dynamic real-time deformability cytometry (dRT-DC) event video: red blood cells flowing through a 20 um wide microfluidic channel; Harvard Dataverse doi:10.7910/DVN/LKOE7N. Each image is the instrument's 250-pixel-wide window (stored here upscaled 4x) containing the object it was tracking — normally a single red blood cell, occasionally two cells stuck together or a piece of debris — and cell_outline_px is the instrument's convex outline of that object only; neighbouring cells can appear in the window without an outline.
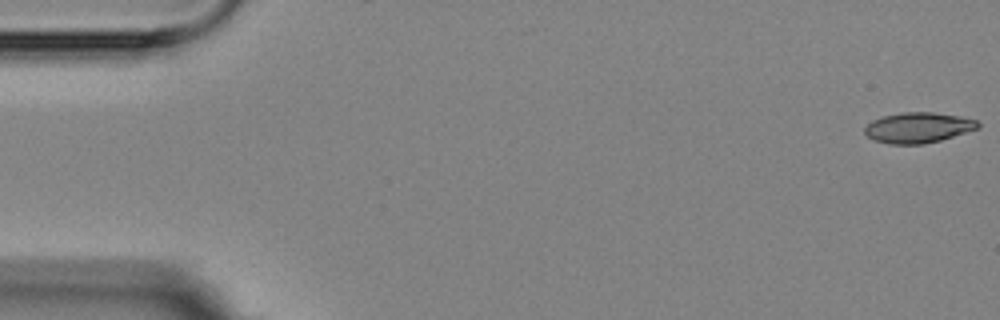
{"species": "Egyptian fruit bat (a non-hibernating species)", "species_latin": "Rousettus aegyptiacus", "temperature_condition": "room temperature", "stored_images_in_passage": 6, "camera_frame_rate_fps": 3000, "um_per_image_px": 0.085, "animal": {"sex": "female"}, "frame": {"image": 1, "passage_image": 1, "time_ms": 0.0, "image_size_px": [1000, 320], "cell_outline_px": [[980, 128], [940, 140], [924, 144], [888, 144], [872, 140], [864, 132], [864, 128], [872, 120], [884, 116], [900, 112], [932, 112], [960, 116], [976, 120], [980, 124]], "centroid_in_image_um": [78.03, 10.85], "position_along_channel_um": 7.0, "area_um2": 20.17}}